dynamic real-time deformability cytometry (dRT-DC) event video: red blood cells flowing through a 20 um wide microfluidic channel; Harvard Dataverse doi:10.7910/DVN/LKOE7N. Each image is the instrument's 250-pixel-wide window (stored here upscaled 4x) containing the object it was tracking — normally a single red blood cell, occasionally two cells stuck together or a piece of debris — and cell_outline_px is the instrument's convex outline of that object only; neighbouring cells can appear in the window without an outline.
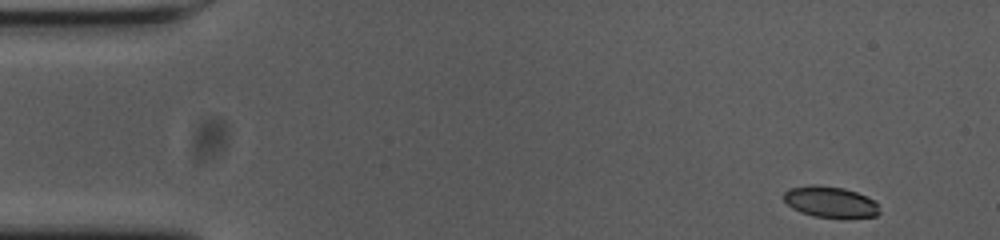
{"species": "common noctule bat (a hibernating species)", "species_latin": "Nyctalus noctula", "temperature_condition": "cold", "stored_images_in_passage": 52, "camera_frame_rate_fps": 3000, "um_per_image_px": 0.085, "animal": {"sex": "female", "body_mass_g": 23.0, "forearm_length_mm": 53.4}, "frame": {"image": 1, "passage_image": 1, "time_ms": 0.0, "image_size_px": [1000, 240], "cell_outline_px": [[880, 212], [876, 216], [844, 220], [812, 216], [800, 212], [792, 208], [784, 200], [784, 192], [788, 188], [808, 184], [816, 184], [844, 188], [856, 192], [872, 200], [876, 204]], "centroid_in_image_um": [70.55, 17.19], "position_along_channel_um": 14.4, "area_um2": 17.86}}
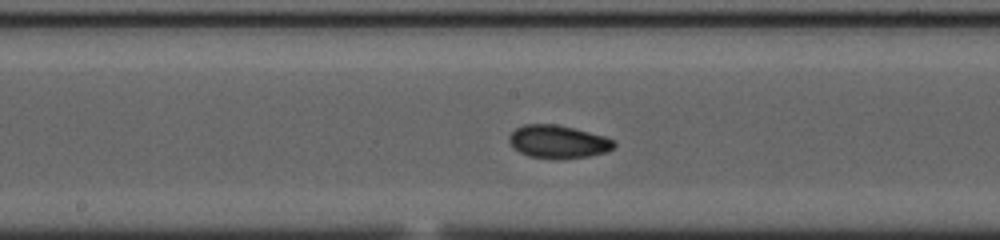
{"frame": {"image": 2, "passage_image": 25, "time_ms": 8.0, "image_size_px": [1000, 240], "cell_outline_px": [[616, 144], [608, 152], [588, 156], [556, 160], [528, 156], [520, 152], [508, 140], [508, 136], [516, 128], [524, 124], [556, 124], [604, 136], [612, 140]], "centroid_in_image_um": [47.42, 12.06], "position_along_channel_um": 200.8, "area_um2": 20.11}}
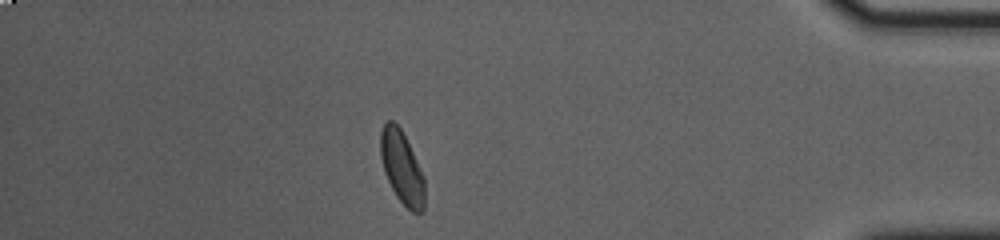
{"frame": {"image": 3, "passage_image": 45, "time_ms": 14.667, "image_size_px": [1000, 240], "cell_outline_px": [[424, 208], [420, 212], [412, 212], [396, 196], [384, 172], [380, 156], [380, 132], [384, 124], [388, 120], [392, 120], [400, 128], [424, 176]], "centroid_in_image_um": [34.14, 14.23], "position_along_channel_um": 401.1, "area_um2": 18.38}, "authors_computed_cell_mechanics": {"area_um2": 18.785, "velocity_mm_per_s": 3.6718, "shape_relaxation_time_tau1_ms": 6.7935, "shape_relaxation_time_tau2_ms": 2.481, "deformation_change_tau1": 0.1661, "deformation_change_tau2": 0.0684}}